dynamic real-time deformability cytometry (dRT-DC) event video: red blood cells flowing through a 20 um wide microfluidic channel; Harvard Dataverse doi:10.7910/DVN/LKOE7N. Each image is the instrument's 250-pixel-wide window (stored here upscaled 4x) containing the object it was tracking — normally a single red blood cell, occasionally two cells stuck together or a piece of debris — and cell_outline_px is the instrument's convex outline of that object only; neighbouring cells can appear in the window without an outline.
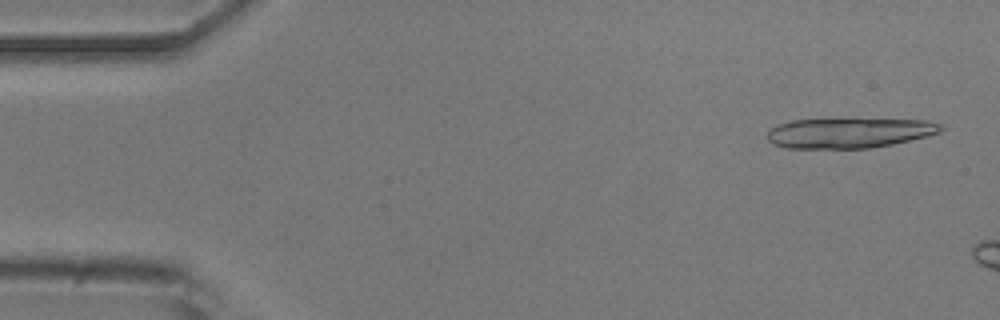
{"species": "common noctule bat (a hibernating species)", "species_latin": "Nyctalus noctula", "temperature_condition": "room temperature", "stored_images_in_passage": 7, "camera_frame_rate_fps": 3000, "um_per_image_px": 0.085, "animal": {"sex": "male", "body_mass_g": 20.5, "forearm_length_mm": 52.5}, "frame": {"image": 1, "passage_image": 2, "time_ms": 0.333, "image_size_px": [1000, 320], "cell_outline_px": [[944, 128], [940, 132], [928, 136], [892, 144], [868, 148], [784, 148], [772, 144], [768, 140], [768, 132], [776, 124], [792, 120], [856, 116], [928, 120], [940, 124]], "centroid_in_image_um": [72.21, 11.24], "position_along_channel_um": 12.8, "area_um2": 32.02}}